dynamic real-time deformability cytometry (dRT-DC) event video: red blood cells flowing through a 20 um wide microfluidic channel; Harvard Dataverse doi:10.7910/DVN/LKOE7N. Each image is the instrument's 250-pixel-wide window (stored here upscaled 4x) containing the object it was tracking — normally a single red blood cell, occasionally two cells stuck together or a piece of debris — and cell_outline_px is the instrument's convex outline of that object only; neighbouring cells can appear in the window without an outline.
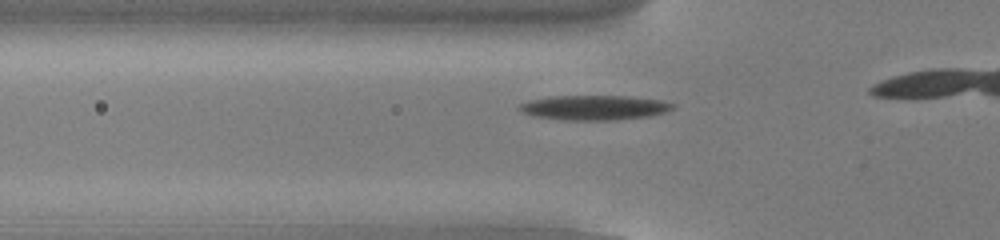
{"species": "common noctule bat (a hibernating species)", "species_latin": "Nyctalus noctula", "temperature_condition": "cold", "stored_images_in_passage": 12, "camera_frame_rate_fps": 3000, "um_per_image_px": 0.085, "animal": {"sex": "male", "body_mass_g": 13.0, "forearm_length_mm": 53.1}, "frame": {"image": 1, "passage_image": 6, "time_ms": 1.667, "image_size_px": [1000, 240], "cell_outline_px": [[676, 108], [664, 112], [648, 116], [608, 120], [572, 120], [536, 116], [524, 112], [516, 108], [520, 104], [532, 100], [552, 96], [628, 96], [660, 100], [676, 104]], "centroid_in_image_um": [50.56, 9.13], "position_along_channel_um": 75.2, "area_um2": 21.73}}
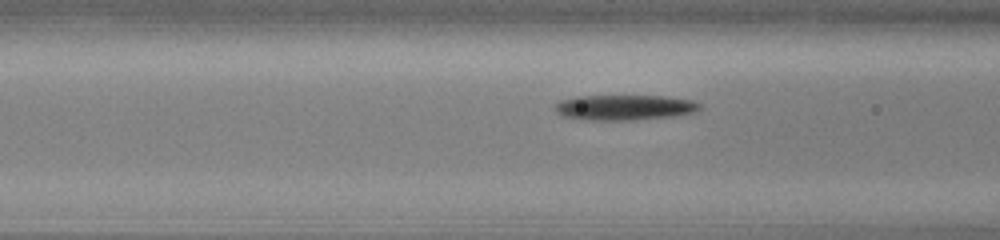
{"frame": {"image": 2, "passage_image": 9, "time_ms": 2.667, "image_size_px": [1000, 240], "cell_outline_px": [[700, 108], [692, 112], [672, 116], [628, 120], [588, 120], [560, 116], [556, 112], [556, 104], [560, 100], [576, 96], [664, 96], [692, 100], [700, 104]], "centroid_in_image_um": [53.02, 9.13], "position_along_channel_um": 113.6, "area_um2": 21.15}}